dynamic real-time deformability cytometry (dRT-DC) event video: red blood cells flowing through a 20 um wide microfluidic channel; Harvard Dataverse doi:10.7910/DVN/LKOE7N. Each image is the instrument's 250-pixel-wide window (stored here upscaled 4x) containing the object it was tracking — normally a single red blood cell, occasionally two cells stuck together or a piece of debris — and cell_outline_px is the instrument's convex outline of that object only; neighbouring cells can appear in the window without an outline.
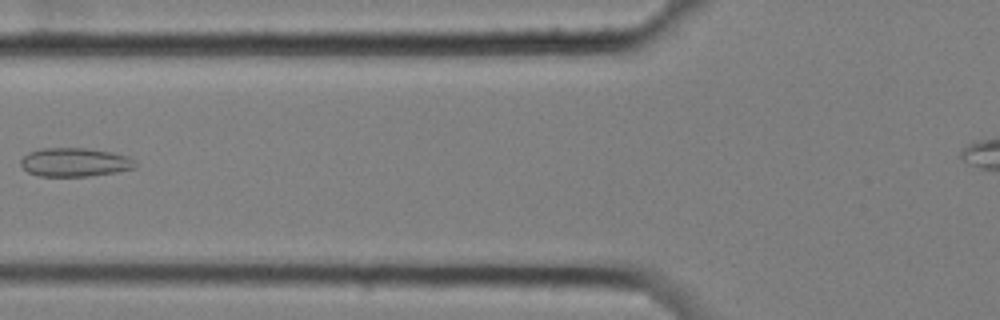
{"species": "common noctule bat (a hibernating species)", "species_latin": "Nyctalus noctula", "temperature_condition": "cold", "stored_images_in_passage": 7, "camera_frame_rate_fps": 3000, "um_per_image_px": 0.085, "animal": {"sex": "female", "body_mass_g": 25.1}, "frame": {"image": 1, "passage_image": 7, "time_ms": 2.0, "image_size_px": [1000, 320], "cell_outline_px": [[136, 168], [116, 172], [88, 176], [40, 176], [28, 172], [20, 164], [20, 160], [28, 152], [40, 148], [84, 148], [112, 152], [128, 156], [136, 160]], "centroid_in_image_um": [6.37, 13.78], "position_along_channel_um": 119.4, "area_um2": 19.25}}